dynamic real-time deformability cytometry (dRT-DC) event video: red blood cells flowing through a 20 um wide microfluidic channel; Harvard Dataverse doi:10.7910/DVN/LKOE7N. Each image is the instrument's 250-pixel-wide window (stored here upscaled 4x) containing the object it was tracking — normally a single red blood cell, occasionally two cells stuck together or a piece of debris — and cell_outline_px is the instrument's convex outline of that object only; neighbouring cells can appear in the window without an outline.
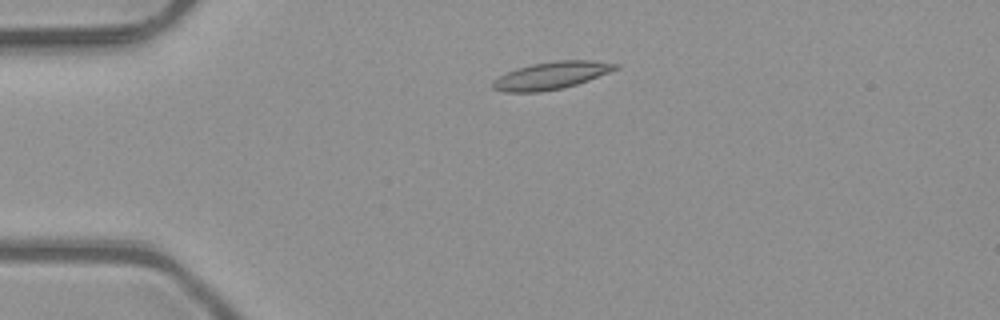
{"species": "common noctule bat (a hibernating species)", "species_latin": "Nyctalus noctula", "temperature_condition": "room temperature", "stored_images_in_passage": 2, "camera_frame_rate_fps": 3000, "um_per_image_px": 0.085, "animal": {"sex": "male", "body_mass_g": 23.1, "forearm_length_mm": 52.7}, "frame": {"image": 1, "passage_image": 1, "time_ms": 0.0, "image_size_px": [1000, 320], "cell_outline_px": [[620, 68], [588, 80], [576, 84], [560, 88], [540, 92], [504, 92], [492, 88], [492, 80], [516, 68], [532, 64], [556, 60], [592, 60], [620, 64]], "centroid_in_image_um": [46.86, 6.41], "position_along_channel_um": 38.1, "area_um2": 19.54}}